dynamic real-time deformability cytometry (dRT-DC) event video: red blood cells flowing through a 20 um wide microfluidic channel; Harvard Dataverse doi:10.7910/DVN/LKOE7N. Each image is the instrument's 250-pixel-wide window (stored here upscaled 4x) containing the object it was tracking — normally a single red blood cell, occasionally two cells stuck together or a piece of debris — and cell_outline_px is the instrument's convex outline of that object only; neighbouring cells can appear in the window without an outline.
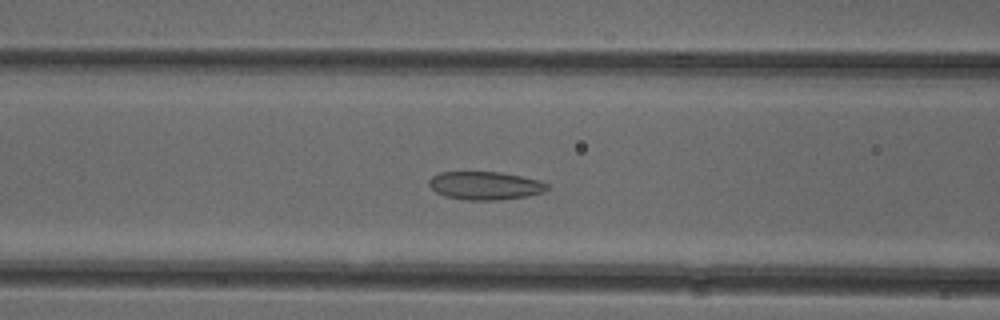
{"species": "common noctule bat (a hibernating species)", "species_latin": "Nyctalus noctula", "temperature_condition": "cold", "stored_images_in_passage": 52, "camera_frame_rate_fps": 3000, "um_per_image_px": 0.085, "animal": {"sex": "female"}, "frame": {"image": 1, "passage_image": 21, "time_ms": 6.667, "image_size_px": [1000, 320], "cell_outline_px": [[548, 188], [544, 192], [524, 196], [500, 200], [468, 200], [444, 196], [436, 192], [428, 184], [428, 180], [432, 176], [440, 172], [500, 172], [520, 176], [536, 180], [548, 184]], "centroid_in_image_um": [41.19, 15.78], "position_along_channel_um": 125.4, "area_um2": 19.25}}
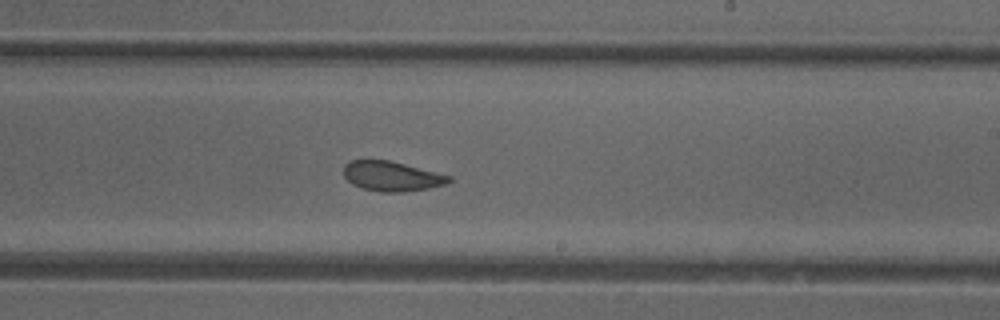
{"frame": {"image": 2, "passage_image": 31, "time_ms": 10.0, "image_size_px": [1000, 320], "cell_outline_px": [[452, 180], [444, 184], [428, 188], [408, 192], [380, 192], [364, 188], [352, 184], [344, 176], [344, 164], [352, 160], [388, 160], [452, 176]], "centroid_in_image_um": [33.29, 14.98], "position_along_channel_um": 255.7, "area_um2": 18.15}}
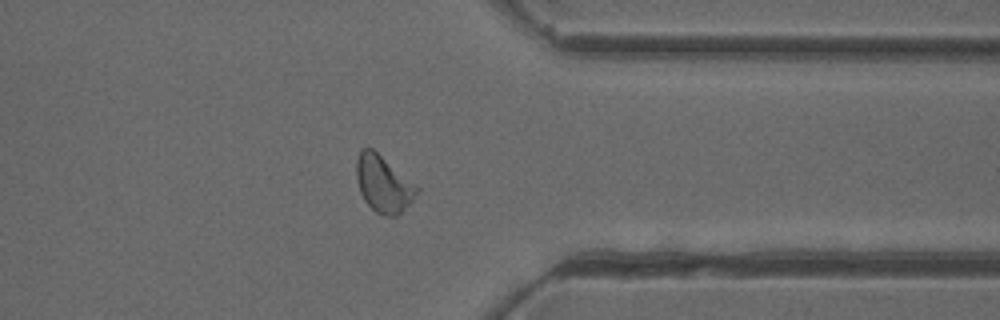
{"frame": {"image": 3, "passage_image": 41, "time_ms": 13.333, "image_size_px": [1000, 320], "cell_outline_px": [[420, 188], [412, 200], [396, 216], [388, 216], [376, 212], [364, 200], [360, 192], [356, 176], [356, 160], [360, 148], [372, 148]], "centroid_in_image_um": [32.56, 15.61], "position_along_channel_um": 378.8, "area_um2": 19.59}, "authors_computed_cell_mechanics": {"area_um2": 19.8543, "velocity_mm_per_s": 3.9167, "shape_relaxation_time_tau1_ms": null, "shape_relaxation_time_tau2_ms": 1.9484, "deformation_change_tau1": null, "deformation_change_tau2": 0.0893}}